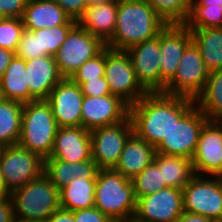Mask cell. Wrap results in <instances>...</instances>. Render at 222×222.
<instances>
[{"label": "cell", "mask_w": 222, "mask_h": 222, "mask_svg": "<svg viewBox=\"0 0 222 222\" xmlns=\"http://www.w3.org/2000/svg\"><path fill=\"white\" fill-rule=\"evenodd\" d=\"M195 101L162 92L147 93L129 108L134 133L156 147Z\"/></svg>", "instance_id": "6da1fadb"}, {"label": "cell", "mask_w": 222, "mask_h": 222, "mask_svg": "<svg viewBox=\"0 0 222 222\" xmlns=\"http://www.w3.org/2000/svg\"><path fill=\"white\" fill-rule=\"evenodd\" d=\"M167 24L144 0H118L116 28L106 46L115 50L130 47L158 36Z\"/></svg>", "instance_id": "7a4b0ae2"}, {"label": "cell", "mask_w": 222, "mask_h": 222, "mask_svg": "<svg viewBox=\"0 0 222 222\" xmlns=\"http://www.w3.org/2000/svg\"><path fill=\"white\" fill-rule=\"evenodd\" d=\"M94 196V207L113 222L134 218L137 199L133 181L113 168L99 169Z\"/></svg>", "instance_id": "3957f363"}, {"label": "cell", "mask_w": 222, "mask_h": 222, "mask_svg": "<svg viewBox=\"0 0 222 222\" xmlns=\"http://www.w3.org/2000/svg\"><path fill=\"white\" fill-rule=\"evenodd\" d=\"M14 217L28 222H45L60 209V196L57 187L43 174L12 191Z\"/></svg>", "instance_id": "277c9868"}, {"label": "cell", "mask_w": 222, "mask_h": 222, "mask_svg": "<svg viewBox=\"0 0 222 222\" xmlns=\"http://www.w3.org/2000/svg\"><path fill=\"white\" fill-rule=\"evenodd\" d=\"M58 129L46 100L23 104L20 146L46 159L51 155Z\"/></svg>", "instance_id": "5b68a950"}, {"label": "cell", "mask_w": 222, "mask_h": 222, "mask_svg": "<svg viewBox=\"0 0 222 222\" xmlns=\"http://www.w3.org/2000/svg\"><path fill=\"white\" fill-rule=\"evenodd\" d=\"M104 77L111 94L120 97L129 106L148 93L137 81L131 59L125 50L105 47Z\"/></svg>", "instance_id": "8992f818"}, {"label": "cell", "mask_w": 222, "mask_h": 222, "mask_svg": "<svg viewBox=\"0 0 222 222\" xmlns=\"http://www.w3.org/2000/svg\"><path fill=\"white\" fill-rule=\"evenodd\" d=\"M105 47L106 43L101 38L91 35L76 24L54 55L61 76L71 78L78 68Z\"/></svg>", "instance_id": "52a82bcc"}, {"label": "cell", "mask_w": 222, "mask_h": 222, "mask_svg": "<svg viewBox=\"0 0 222 222\" xmlns=\"http://www.w3.org/2000/svg\"><path fill=\"white\" fill-rule=\"evenodd\" d=\"M185 212L222 219V177L194 175L182 189Z\"/></svg>", "instance_id": "ba28073f"}, {"label": "cell", "mask_w": 222, "mask_h": 222, "mask_svg": "<svg viewBox=\"0 0 222 222\" xmlns=\"http://www.w3.org/2000/svg\"><path fill=\"white\" fill-rule=\"evenodd\" d=\"M209 75L199 48L192 42L184 51L174 77L162 92L195 100L203 91Z\"/></svg>", "instance_id": "9c48e42d"}, {"label": "cell", "mask_w": 222, "mask_h": 222, "mask_svg": "<svg viewBox=\"0 0 222 222\" xmlns=\"http://www.w3.org/2000/svg\"><path fill=\"white\" fill-rule=\"evenodd\" d=\"M0 168L7 190L24 186L44 174L45 159L19 144L4 147L0 156Z\"/></svg>", "instance_id": "30bf717a"}, {"label": "cell", "mask_w": 222, "mask_h": 222, "mask_svg": "<svg viewBox=\"0 0 222 222\" xmlns=\"http://www.w3.org/2000/svg\"><path fill=\"white\" fill-rule=\"evenodd\" d=\"M207 121L208 118L194 105L179 121H175L167 137L155 147L156 153L192 159Z\"/></svg>", "instance_id": "8fae6325"}, {"label": "cell", "mask_w": 222, "mask_h": 222, "mask_svg": "<svg viewBox=\"0 0 222 222\" xmlns=\"http://www.w3.org/2000/svg\"><path fill=\"white\" fill-rule=\"evenodd\" d=\"M134 133L131 118L90 131L92 160L99 169L116 166L129 137Z\"/></svg>", "instance_id": "7c38bea8"}, {"label": "cell", "mask_w": 222, "mask_h": 222, "mask_svg": "<svg viewBox=\"0 0 222 222\" xmlns=\"http://www.w3.org/2000/svg\"><path fill=\"white\" fill-rule=\"evenodd\" d=\"M183 212L182 189L165 187L139 197L134 218L139 222H175Z\"/></svg>", "instance_id": "4fadbf2b"}, {"label": "cell", "mask_w": 222, "mask_h": 222, "mask_svg": "<svg viewBox=\"0 0 222 222\" xmlns=\"http://www.w3.org/2000/svg\"><path fill=\"white\" fill-rule=\"evenodd\" d=\"M191 160L194 174L222 177V121L204 124Z\"/></svg>", "instance_id": "5bb4252c"}, {"label": "cell", "mask_w": 222, "mask_h": 222, "mask_svg": "<svg viewBox=\"0 0 222 222\" xmlns=\"http://www.w3.org/2000/svg\"><path fill=\"white\" fill-rule=\"evenodd\" d=\"M135 71L136 79L148 92H161L160 32L158 36L126 50Z\"/></svg>", "instance_id": "9a60e30c"}, {"label": "cell", "mask_w": 222, "mask_h": 222, "mask_svg": "<svg viewBox=\"0 0 222 222\" xmlns=\"http://www.w3.org/2000/svg\"><path fill=\"white\" fill-rule=\"evenodd\" d=\"M83 93L70 78H63L46 99L59 128L82 126Z\"/></svg>", "instance_id": "2e32d148"}, {"label": "cell", "mask_w": 222, "mask_h": 222, "mask_svg": "<svg viewBox=\"0 0 222 222\" xmlns=\"http://www.w3.org/2000/svg\"><path fill=\"white\" fill-rule=\"evenodd\" d=\"M130 106L120 97L103 95L84 96L82 102V127L88 131L114 125L129 117Z\"/></svg>", "instance_id": "e0dca14e"}, {"label": "cell", "mask_w": 222, "mask_h": 222, "mask_svg": "<svg viewBox=\"0 0 222 222\" xmlns=\"http://www.w3.org/2000/svg\"><path fill=\"white\" fill-rule=\"evenodd\" d=\"M192 42L191 31L185 24L166 25L160 31L161 92L174 77L185 49Z\"/></svg>", "instance_id": "ac0fdd59"}, {"label": "cell", "mask_w": 222, "mask_h": 222, "mask_svg": "<svg viewBox=\"0 0 222 222\" xmlns=\"http://www.w3.org/2000/svg\"><path fill=\"white\" fill-rule=\"evenodd\" d=\"M48 158L75 163L92 159L90 131L82 126L59 128Z\"/></svg>", "instance_id": "d6986e66"}, {"label": "cell", "mask_w": 222, "mask_h": 222, "mask_svg": "<svg viewBox=\"0 0 222 222\" xmlns=\"http://www.w3.org/2000/svg\"><path fill=\"white\" fill-rule=\"evenodd\" d=\"M29 86V102L46 100L52 89L63 79L54 56L25 60Z\"/></svg>", "instance_id": "ffe728a7"}, {"label": "cell", "mask_w": 222, "mask_h": 222, "mask_svg": "<svg viewBox=\"0 0 222 222\" xmlns=\"http://www.w3.org/2000/svg\"><path fill=\"white\" fill-rule=\"evenodd\" d=\"M22 21L25 29L31 31L77 24L54 0H28Z\"/></svg>", "instance_id": "44dd1931"}, {"label": "cell", "mask_w": 222, "mask_h": 222, "mask_svg": "<svg viewBox=\"0 0 222 222\" xmlns=\"http://www.w3.org/2000/svg\"><path fill=\"white\" fill-rule=\"evenodd\" d=\"M155 155L156 148L133 133L113 169L132 180L154 161Z\"/></svg>", "instance_id": "7402d4cb"}, {"label": "cell", "mask_w": 222, "mask_h": 222, "mask_svg": "<svg viewBox=\"0 0 222 222\" xmlns=\"http://www.w3.org/2000/svg\"><path fill=\"white\" fill-rule=\"evenodd\" d=\"M116 19L117 1H112L88 6L77 20V24L107 43L114 35Z\"/></svg>", "instance_id": "603a6c76"}, {"label": "cell", "mask_w": 222, "mask_h": 222, "mask_svg": "<svg viewBox=\"0 0 222 222\" xmlns=\"http://www.w3.org/2000/svg\"><path fill=\"white\" fill-rule=\"evenodd\" d=\"M98 171L99 168L92 159L76 163L55 158L45 159L44 174L58 190L67 186L75 178L96 179Z\"/></svg>", "instance_id": "cb8c5ba5"}, {"label": "cell", "mask_w": 222, "mask_h": 222, "mask_svg": "<svg viewBox=\"0 0 222 222\" xmlns=\"http://www.w3.org/2000/svg\"><path fill=\"white\" fill-rule=\"evenodd\" d=\"M96 179L75 178L59 190L60 207L76 211L94 207Z\"/></svg>", "instance_id": "d4e9b609"}, {"label": "cell", "mask_w": 222, "mask_h": 222, "mask_svg": "<svg viewBox=\"0 0 222 222\" xmlns=\"http://www.w3.org/2000/svg\"><path fill=\"white\" fill-rule=\"evenodd\" d=\"M154 162L162 169L167 187L183 189L195 175L192 160L187 157L156 153Z\"/></svg>", "instance_id": "484cf974"}, {"label": "cell", "mask_w": 222, "mask_h": 222, "mask_svg": "<svg viewBox=\"0 0 222 222\" xmlns=\"http://www.w3.org/2000/svg\"><path fill=\"white\" fill-rule=\"evenodd\" d=\"M5 99L22 104L29 102V86L26 77L25 60L14 56L6 72L0 79Z\"/></svg>", "instance_id": "4316f807"}, {"label": "cell", "mask_w": 222, "mask_h": 222, "mask_svg": "<svg viewBox=\"0 0 222 222\" xmlns=\"http://www.w3.org/2000/svg\"><path fill=\"white\" fill-rule=\"evenodd\" d=\"M190 31L192 40L199 48L209 72L222 70V28H204Z\"/></svg>", "instance_id": "83f0119b"}, {"label": "cell", "mask_w": 222, "mask_h": 222, "mask_svg": "<svg viewBox=\"0 0 222 222\" xmlns=\"http://www.w3.org/2000/svg\"><path fill=\"white\" fill-rule=\"evenodd\" d=\"M195 105L212 121H222V70L210 71Z\"/></svg>", "instance_id": "f1b7e54d"}, {"label": "cell", "mask_w": 222, "mask_h": 222, "mask_svg": "<svg viewBox=\"0 0 222 222\" xmlns=\"http://www.w3.org/2000/svg\"><path fill=\"white\" fill-rule=\"evenodd\" d=\"M23 104L4 100L0 103V144L16 145L21 136Z\"/></svg>", "instance_id": "f546056e"}, {"label": "cell", "mask_w": 222, "mask_h": 222, "mask_svg": "<svg viewBox=\"0 0 222 222\" xmlns=\"http://www.w3.org/2000/svg\"><path fill=\"white\" fill-rule=\"evenodd\" d=\"M148 2L159 17L167 24H185L192 0H144Z\"/></svg>", "instance_id": "4dcf8cb0"}, {"label": "cell", "mask_w": 222, "mask_h": 222, "mask_svg": "<svg viewBox=\"0 0 222 222\" xmlns=\"http://www.w3.org/2000/svg\"><path fill=\"white\" fill-rule=\"evenodd\" d=\"M185 25L190 30L222 28V7L208 8V6H200L195 0H192Z\"/></svg>", "instance_id": "1f68e13d"}, {"label": "cell", "mask_w": 222, "mask_h": 222, "mask_svg": "<svg viewBox=\"0 0 222 222\" xmlns=\"http://www.w3.org/2000/svg\"><path fill=\"white\" fill-rule=\"evenodd\" d=\"M132 181L136 199L167 187L163 180L162 169H159L154 161L133 178Z\"/></svg>", "instance_id": "d6a6232c"}, {"label": "cell", "mask_w": 222, "mask_h": 222, "mask_svg": "<svg viewBox=\"0 0 222 222\" xmlns=\"http://www.w3.org/2000/svg\"><path fill=\"white\" fill-rule=\"evenodd\" d=\"M74 26L60 25L54 28L33 30V33H40L41 51H44L46 56H54Z\"/></svg>", "instance_id": "836d02e7"}, {"label": "cell", "mask_w": 222, "mask_h": 222, "mask_svg": "<svg viewBox=\"0 0 222 222\" xmlns=\"http://www.w3.org/2000/svg\"><path fill=\"white\" fill-rule=\"evenodd\" d=\"M24 29L22 18L0 19V48L16 52Z\"/></svg>", "instance_id": "e575fe53"}, {"label": "cell", "mask_w": 222, "mask_h": 222, "mask_svg": "<svg viewBox=\"0 0 222 222\" xmlns=\"http://www.w3.org/2000/svg\"><path fill=\"white\" fill-rule=\"evenodd\" d=\"M105 73V48L96 56L86 61L70 78L73 82H86L98 79Z\"/></svg>", "instance_id": "d590c367"}, {"label": "cell", "mask_w": 222, "mask_h": 222, "mask_svg": "<svg viewBox=\"0 0 222 222\" xmlns=\"http://www.w3.org/2000/svg\"><path fill=\"white\" fill-rule=\"evenodd\" d=\"M15 54L24 60L46 56L44 51H41L40 33L24 29Z\"/></svg>", "instance_id": "8d00e7d4"}, {"label": "cell", "mask_w": 222, "mask_h": 222, "mask_svg": "<svg viewBox=\"0 0 222 222\" xmlns=\"http://www.w3.org/2000/svg\"><path fill=\"white\" fill-rule=\"evenodd\" d=\"M74 83L80 86V89L84 96L99 97L111 94L108 87V83L104 76H100L98 77V79H93L86 82H74Z\"/></svg>", "instance_id": "74e56055"}, {"label": "cell", "mask_w": 222, "mask_h": 222, "mask_svg": "<svg viewBox=\"0 0 222 222\" xmlns=\"http://www.w3.org/2000/svg\"><path fill=\"white\" fill-rule=\"evenodd\" d=\"M28 0H0V14L7 18H22Z\"/></svg>", "instance_id": "f35d334b"}, {"label": "cell", "mask_w": 222, "mask_h": 222, "mask_svg": "<svg viewBox=\"0 0 222 222\" xmlns=\"http://www.w3.org/2000/svg\"><path fill=\"white\" fill-rule=\"evenodd\" d=\"M75 222H113L96 207L80 209L72 212Z\"/></svg>", "instance_id": "ab89813d"}, {"label": "cell", "mask_w": 222, "mask_h": 222, "mask_svg": "<svg viewBox=\"0 0 222 222\" xmlns=\"http://www.w3.org/2000/svg\"><path fill=\"white\" fill-rule=\"evenodd\" d=\"M65 13L77 21L87 8V0H54Z\"/></svg>", "instance_id": "60d3db41"}, {"label": "cell", "mask_w": 222, "mask_h": 222, "mask_svg": "<svg viewBox=\"0 0 222 222\" xmlns=\"http://www.w3.org/2000/svg\"><path fill=\"white\" fill-rule=\"evenodd\" d=\"M14 218L11 198L9 197L6 200L0 201V222H12Z\"/></svg>", "instance_id": "b9f144b4"}, {"label": "cell", "mask_w": 222, "mask_h": 222, "mask_svg": "<svg viewBox=\"0 0 222 222\" xmlns=\"http://www.w3.org/2000/svg\"><path fill=\"white\" fill-rule=\"evenodd\" d=\"M15 55V52L9 49L0 48V79L6 72V69L8 68Z\"/></svg>", "instance_id": "7bdbcfd3"}, {"label": "cell", "mask_w": 222, "mask_h": 222, "mask_svg": "<svg viewBox=\"0 0 222 222\" xmlns=\"http://www.w3.org/2000/svg\"><path fill=\"white\" fill-rule=\"evenodd\" d=\"M45 222H75L71 211L62 208L54 212Z\"/></svg>", "instance_id": "ee69618b"}, {"label": "cell", "mask_w": 222, "mask_h": 222, "mask_svg": "<svg viewBox=\"0 0 222 222\" xmlns=\"http://www.w3.org/2000/svg\"><path fill=\"white\" fill-rule=\"evenodd\" d=\"M212 220L205 216L183 212L175 222H211Z\"/></svg>", "instance_id": "f6af8a7d"}, {"label": "cell", "mask_w": 222, "mask_h": 222, "mask_svg": "<svg viewBox=\"0 0 222 222\" xmlns=\"http://www.w3.org/2000/svg\"><path fill=\"white\" fill-rule=\"evenodd\" d=\"M9 197H10V192L6 188V183L0 168V201L6 200Z\"/></svg>", "instance_id": "bcb514c9"}, {"label": "cell", "mask_w": 222, "mask_h": 222, "mask_svg": "<svg viewBox=\"0 0 222 222\" xmlns=\"http://www.w3.org/2000/svg\"><path fill=\"white\" fill-rule=\"evenodd\" d=\"M200 6H208V8H221L219 0H195Z\"/></svg>", "instance_id": "7dc6e473"}, {"label": "cell", "mask_w": 222, "mask_h": 222, "mask_svg": "<svg viewBox=\"0 0 222 222\" xmlns=\"http://www.w3.org/2000/svg\"><path fill=\"white\" fill-rule=\"evenodd\" d=\"M112 1H118V0H87V7L90 5H98V4L112 2Z\"/></svg>", "instance_id": "c3c4849f"}, {"label": "cell", "mask_w": 222, "mask_h": 222, "mask_svg": "<svg viewBox=\"0 0 222 222\" xmlns=\"http://www.w3.org/2000/svg\"><path fill=\"white\" fill-rule=\"evenodd\" d=\"M4 100H6V99H5L4 93H3L1 86H0V103H2Z\"/></svg>", "instance_id": "681fc988"}, {"label": "cell", "mask_w": 222, "mask_h": 222, "mask_svg": "<svg viewBox=\"0 0 222 222\" xmlns=\"http://www.w3.org/2000/svg\"><path fill=\"white\" fill-rule=\"evenodd\" d=\"M118 222H139V221H137L135 218H131V219H127V220H123V221H118Z\"/></svg>", "instance_id": "f907efd6"}, {"label": "cell", "mask_w": 222, "mask_h": 222, "mask_svg": "<svg viewBox=\"0 0 222 222\" xmlns=\"http://www.w3.org/2000/svg\"><path fill=\"white\" fill-rule=\"evenodd\" d=\"M12 222H28V221H24V220H21V219L14 218L12 220Z\"/></svg>", "instance_id": "816d5d0a"}, {"label": "cell", "mask_w": 222, "mask_h": 222, "mask_svg": "<svg viewBox=\"0 0 222 222\" xmlns=\"http://www.w3.org/2000/svg\"><path fill=\"white\" fill-rule=\"evenodd\" d=\"M3 148H4V146L2 144H0V156H1Z\"/></svg>", "instance_id": "f5cc1de1"}, {"label": "cell", "mask_w": 222, "mask_h": 222, "mask_svg": "<svg viewBox=\"0 0 222 222\" xmlns=\"http://www.w3.org/2000/svg\"><path fill=\"white\" fill-rule=\"evenodd\" d=\"M211 222H222V219L212 220Z\"/></svg>", "instance_id": "db71d44e"}, {"label": "cell", "mask_w": 222, "mask_h": 222, "mask_svg": "<svg viewBox=\"0 0 222 222\" xmlns=\"http://www.w3.org/2000/svg\"><path fill=\"white\" fill-rule=\"evenodd\" d=\"M219 6L222 7V0H219Z\"/></svg>", "instance_id": "11a10c76"}]
</instances>
